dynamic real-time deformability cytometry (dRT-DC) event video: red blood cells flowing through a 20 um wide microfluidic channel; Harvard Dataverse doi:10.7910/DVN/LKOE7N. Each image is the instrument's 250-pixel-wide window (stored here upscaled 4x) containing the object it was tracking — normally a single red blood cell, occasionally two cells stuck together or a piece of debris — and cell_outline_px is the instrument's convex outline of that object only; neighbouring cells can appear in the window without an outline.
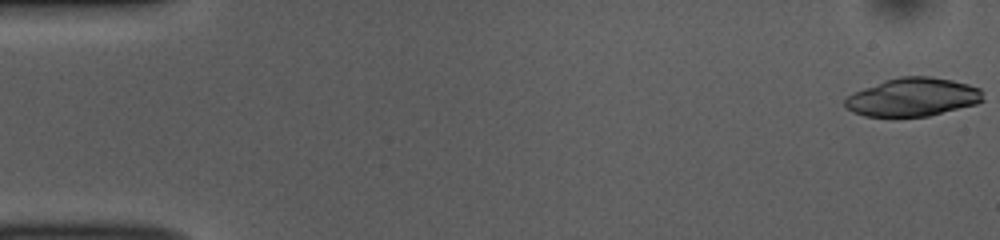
{"species": "common noctule bat (a hibernating species)", "species_latin": "Nyctalus noctula", "temperature_condition": "room temperature", "stored_images_in_passage": 51, "camera_frame_rate_fps": 3000, "um_per_image_px": 0.085, "animal": {"sex": "female", "body_mass_g": 10.0, "forearm_length_mm": 53.1}, "frame": {"image": 1, "passage_image": 1, "time_ms": 0.0, "image_size_px": [1000, 240], "cell_outline_px": [[984, 100], [976, 104], [928, 116], [864, 116], [852, 112], [844, 104], [844, 100], [852, 92], [884, 80], [900, 76], [932, 76], [952, 80], [968, 84], [980, 88]], "centroid_in_image_um": [77.57, 8.24], "position_along_channel_um": 7.4, "area_um2": 30.87}}
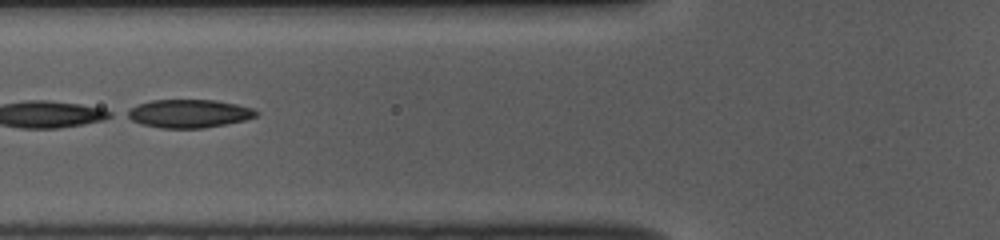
{"frame": {"image": 2, "passage_image": 20, "time_ms": 6.333, "image_size_px": [1000, 240], "cell_outline_px": [[260, 112], [256, 116], [244, 120], [204, 128], [160, 128], [140, 124], [124, 116], [124, 112], [140, 104], [152, 100], [216, 100], [236, 104], [252, 108]], "centroid_in_image_um": [16.03, 9.65], "position_along_channel_um": 109.8, "area_um2": 21.21}}